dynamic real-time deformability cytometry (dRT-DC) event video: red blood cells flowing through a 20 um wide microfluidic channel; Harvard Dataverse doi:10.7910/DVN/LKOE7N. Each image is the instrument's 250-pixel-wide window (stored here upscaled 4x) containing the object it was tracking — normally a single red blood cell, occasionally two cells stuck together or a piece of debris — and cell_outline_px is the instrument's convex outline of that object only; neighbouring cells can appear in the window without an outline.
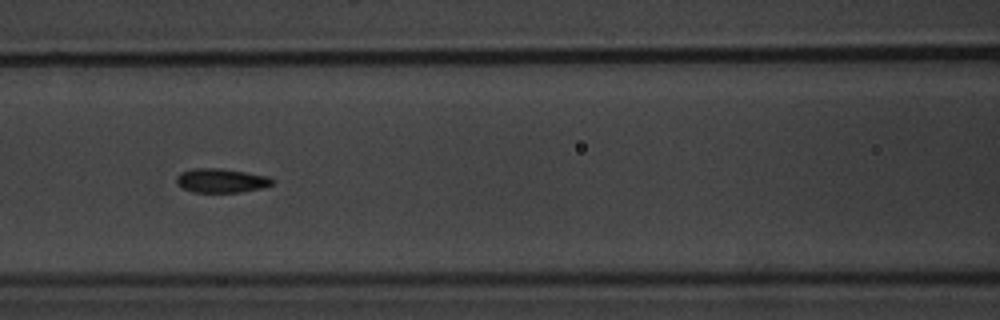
{"species": "common noctule bat (a hibernating species)", "species_latin": "Nyctalus noctula", "temperature_condition": "warm", "stored_images_in_passage": 7, "camera_frame_rate_fps": 3000, "um_per_image_px": 0.085, "animal": {"sex": "male", "body_mass_g": 20.1, "forearm_length_mm": 53.5}, "frame": {"image": 1, "passage_image": 7, "time_ms": 7.0, "image_size_px": [1000, 320], "cell_outline_px": [[276, 180], [272, 184], [260, 188], [240, 192], [192, 192], [176, 184], [176, 176], [180, 172], [192, 168], [216, 168], [272, 176]], "centroid_in_image_um": [18.8, 15.34], "position_along_channel_um": 147.8, "area_um2": 13.53}}